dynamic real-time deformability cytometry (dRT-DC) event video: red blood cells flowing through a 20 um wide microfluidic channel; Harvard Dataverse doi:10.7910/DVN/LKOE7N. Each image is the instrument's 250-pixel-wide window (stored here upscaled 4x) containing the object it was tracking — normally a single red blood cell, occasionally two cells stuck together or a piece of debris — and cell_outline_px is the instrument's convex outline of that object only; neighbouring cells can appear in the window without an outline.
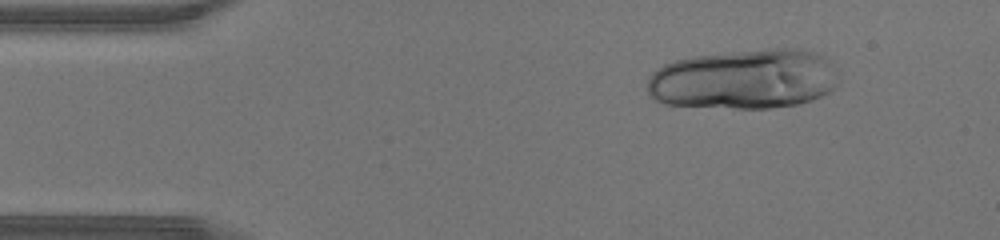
{"species": "human", "species_latin": "Homo sapiens", "temperature_condition": "warm", "stored_images_in_passage": 15, "camera_frame_rate_fps": 3000, "um_per_image_px": 0.085, "donor": {"sex": "male"}, "frame": {"image": 1, "passage_image": 5, "time_ms": 1.333, "image_size_px": [1000, 240], "cell_outline_px": [[840, 84], [836, 88], [812, 100], [796, 104], [772, 108], [736, 108], [664, 104], [648, 96], [648, 76], [652, 72], [664, 64], [676, 60], [692, 56], [768, 48], [800, 48], [816, 52], [824, 56], [832, 64]], "centroid_in_image_um": [63.27, 6.72], "position_along_channel_um": 21.7, "area_um2": 67.34}}